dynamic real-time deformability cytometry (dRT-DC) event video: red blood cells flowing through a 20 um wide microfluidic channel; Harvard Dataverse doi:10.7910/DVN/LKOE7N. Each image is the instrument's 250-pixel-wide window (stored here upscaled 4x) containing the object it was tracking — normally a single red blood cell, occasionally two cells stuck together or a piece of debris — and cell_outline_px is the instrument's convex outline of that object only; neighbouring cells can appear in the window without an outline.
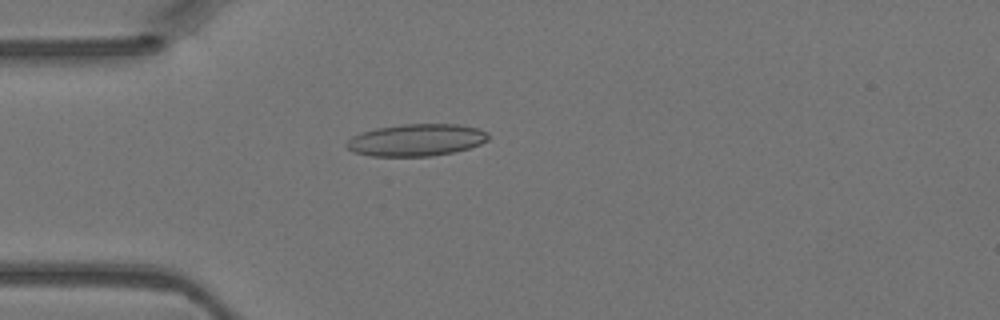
{"species": "Egyptian fruit bat (a non-hibernating species)", "species_latin": "Rousettus aegyptiacus", "temperature_condition": "warm", "stored_images_in_passage": 3, "camera_frame_rate_fps": 3000, "um_per_image_px": 0.085, "animal": {"sex": "female"}, "frame": {"image": 1, "passage_image": 3, "time_ms": 0.667, "image_size_px": [1000, 320], "cell_outline_px": [[488, 140], [480, 144], [468, 148], [452, 152], [432, 156], [372, 156], [352, 152], [344, 144], [352, 136], [376, 128], [404, 124], [456, 124], [476, 128], [488, 132]], "centroid_in_image_um": [35.37, 11.9], "position_along_channel_um": 49.6, "area_um2": 26.36}}